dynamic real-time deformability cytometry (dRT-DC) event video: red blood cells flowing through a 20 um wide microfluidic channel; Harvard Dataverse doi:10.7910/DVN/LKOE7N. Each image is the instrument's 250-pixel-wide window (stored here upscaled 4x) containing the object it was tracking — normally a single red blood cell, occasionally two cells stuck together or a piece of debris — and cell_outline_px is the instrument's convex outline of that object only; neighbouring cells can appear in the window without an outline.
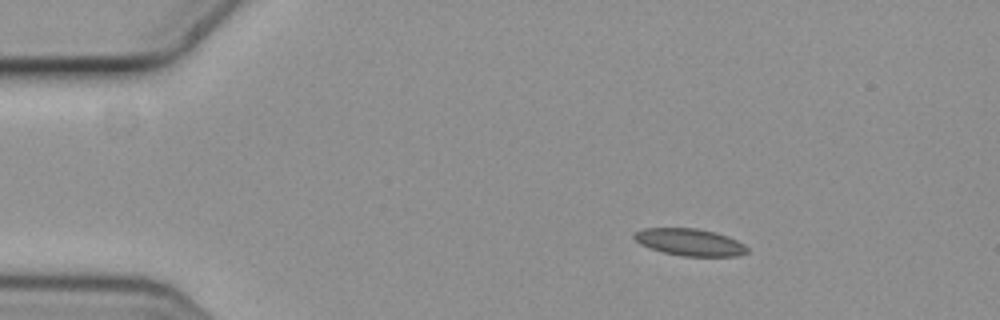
{"species": "common noctule bat (a hibernating species)", "species_latin": "Nyctalus noctula", "temperature_condition": "cold", "stored_images_in_passage": 4, "camera_frame_rate_fps": 3000, "um_per_image_px": 0.085, "animal": {"sex": "female", "body_mass_g": 19.3, "forearm_length_mm": 54.1}, "frame": {"image": 1, "passage_image": 1, "time_ms": 0.0, "image_size_px": [1000, 320], "cell_outline_px": [[748, 252], [736, 256], [680, 256], [648, 248], [640, 244], [632, 236], [636, 232], [644, 228], [696, 228], [716, 232], [728, 236], [744, 244], [748, 248]], "centroid_in_image_um": [58.63, 20.58], "position_along_channel_um": 26.4, "area_um2": 17.86}}
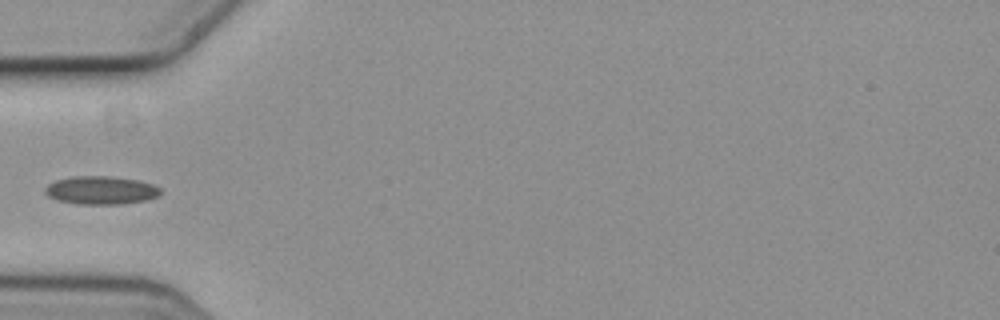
{"frame": {"image": 2, "passage_image": 4, "time_ms": 1.0, "image_size_px": [1000, 320], "cell_outline_px": [[160, 196], [148, 200], [124, 204], [76, 204], [56, 200], [48, 196], [44, 192], [44, 188], [48, 184], [56, 180], [72, 176], [108, 176], [136, 180], [152, 184], [160, 188]], "centroid_in_image_um": [8.57, 16.18], "position_along_channel_um": 76.4, "area_um2": 19.13}}